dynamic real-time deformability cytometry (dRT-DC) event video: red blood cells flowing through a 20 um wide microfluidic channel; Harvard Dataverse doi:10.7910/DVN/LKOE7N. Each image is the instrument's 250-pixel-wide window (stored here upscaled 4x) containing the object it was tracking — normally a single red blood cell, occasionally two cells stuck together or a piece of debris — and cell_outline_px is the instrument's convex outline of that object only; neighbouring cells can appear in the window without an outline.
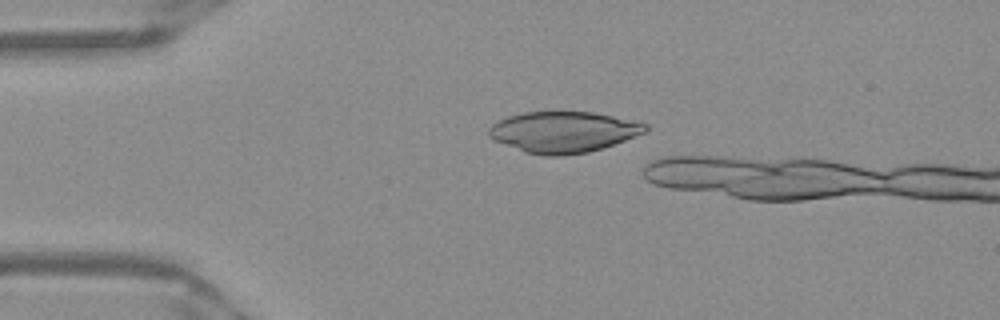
{"species": "Egyptian fruit bat (a non-hibernating species)", "species_latin": "Rousettus aegyptiacus", "temperature_condition": "warm", "stored_images_in_passage": 19, "camera_frame_rate_fps": 3000, "um_per_image_px": 0.085, "frame": {"image": 1, "passage_image": 11, "time_ms": 3.333, "image_size_px": [1000, 320], "cell_outline_px": [[648, 128], [644, 132], [624, 140], [588, 152], [564, 156], [544, 156], [524, 152], [492, 140], [488, 136], [488, 128], [492, 124], [508, 116], [524, 112], [592, 112], [612, 116], [648, 124]], "centroid_in_image_um": [47.81, 11.23], "position_along_channel_um": 37.2, "area_um2": 37.22}}